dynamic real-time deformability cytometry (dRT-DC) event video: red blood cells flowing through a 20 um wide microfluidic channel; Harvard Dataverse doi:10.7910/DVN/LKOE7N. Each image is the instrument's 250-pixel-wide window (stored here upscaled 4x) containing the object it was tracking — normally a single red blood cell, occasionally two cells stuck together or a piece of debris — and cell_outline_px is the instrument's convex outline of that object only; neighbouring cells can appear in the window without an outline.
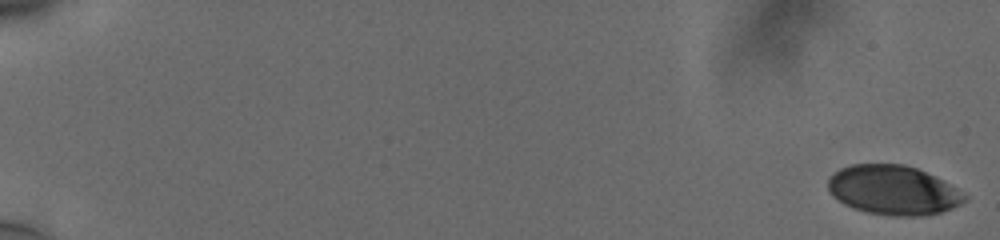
{"species": "human", "species_latin": "Homo sapiens", "temperature_condition": "cold", "stored_images_in_passage": 57, "camera_frame_rate_fps": 3000, "um_per_image_px": 0.085, "donor": {"sex": "male"}, "frame": {"image": 1, "passage_image": 1, "time_ms": 0.0, "image_size_px": [1000, 240], "cell_outline_px": [[968, 200], [952, 208], [928, 216], [892, 216], [868, 212], [852, 208], [844, 204], [832, 196], [828, 188], [828, 176], [840, 168], [852, 164], [904, 164], [916, 168], [936, 176], [968, 196]], "centroid_in_image_um": [75.91, 16.16], "position_along_channel_um": 9.1, "area_um2": 39.54}}
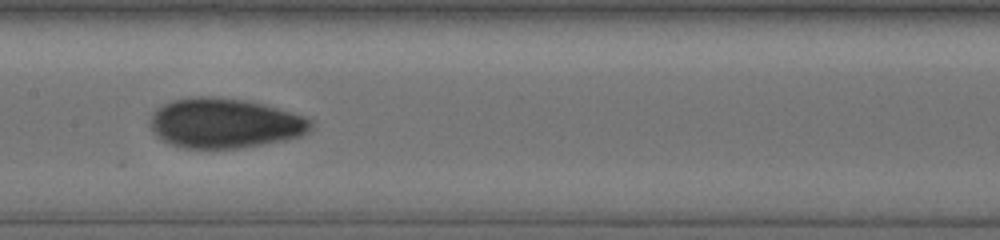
{"frame": {"image": 2, "passage_image": 32, "time_ms": 10.333, "image_size_px": [1000, 240], "cell_outline_px": [[312, 128], [308, 132], [300, 136], [284, 140], [236, 148], [184, 148], [168, 144], [160, 140], [152, 132], [148, 124], [148, 120], [152, 112], [160, 104], [172, 100], [192, 96], [212, 96], [244, 100], [264, 104], [304, 116], [312, 120]], "centroid_in_image_um": [19.01, 10.46], "position_along_channel_um": 188.4, "area_um2": 47.16}}
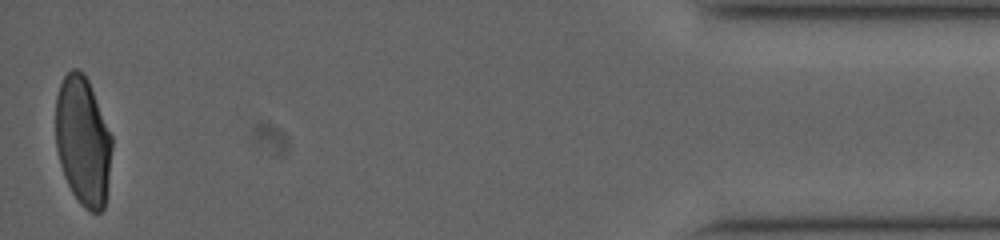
{"frame": {"image": 3, "passage_image": 57, "time_ms": 18.667, "image_size_px": [1000, 240], "cell_outline_px": [[112, 148], [104, 208], [100, 212], [92, 212], [84, 208], [80, 204], [72, 192], [64, 176], [60, 164], [56, 148], [56, 96], [60, 84], [64, 76], [72, 68], [76, 68], [84, 72], [88, 80], [112, 136]], "centroid_in_image_um": [7.04, 11.98], "position_along_channel_um": 428.2, "area_um2": 42.19}, "authors_computed_cell_mechanics": {"area_um2": 43.4078, "velocity_mm_per_s": 3.7676, "shape_relaxation_time_tau1_ms": 5.6203, "shape_relaxation_time_tau2_ms": 1.5961, "deformation_change_tau1": 0.1691, "deformation_change_tau2": 0.0563}}